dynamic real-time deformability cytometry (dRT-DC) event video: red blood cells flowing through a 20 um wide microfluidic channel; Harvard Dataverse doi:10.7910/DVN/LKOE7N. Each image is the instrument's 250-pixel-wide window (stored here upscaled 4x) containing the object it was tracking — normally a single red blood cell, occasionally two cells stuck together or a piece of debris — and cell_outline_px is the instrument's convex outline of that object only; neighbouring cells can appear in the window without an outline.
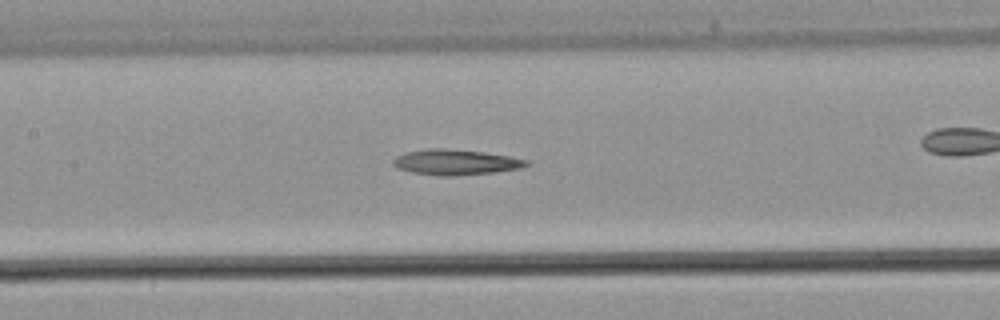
{"species": "common noctule bat (a hibernating species)", "species_latin": "Nyctalus noctula", "temperature_condition": "warm", "stored_images_in_passage": 33, "camera_frame_rate_fps": 3000, "um_per_image_px": 0.085, "animal": {"sex": "male", "body_mass_g": 21.5, "forearm_length_mm": 52.0}, "frame": {"image": 1, "passage_image": 19, "time_ms": 6.0, "image_size_px": [1000, 320], "cell_outline_px": [[528, 164], [520, 168], [492, 172], [448, 176], [440, 176], [412, 172], [396, 168], [392, 164], [392, 160], [396, 156], [404, 152], [424, 148], [444, 148], [484, 152], [508, 156], [528, 160]], "centroid_in_image_um": [38.64, 13.77], "position_along_channel_um": 168.8, "area_um2": 19.71}}